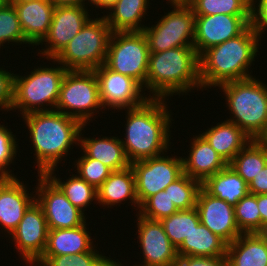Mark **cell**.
Wrapping results in <instances>:
<instances>
[{
	"mask_svg": "<svg viewBox=\"0 0 267 266\" xmlns=\"http://www.w3.org/2000/svg\"><path fill=\"white\" fill-rule=\"evenodd\" d=\"M226 104L236 124L252 140H260L267 132V86L251 77L220 85Z\"/></svg>",
	"mask_w": 267,
	"mask_h": 266,
	"instance_id": "5b68a950",
	"label": "cell"
},
{
	"mask_svg": "<svg viewBox=\"0 0 267 266\" xmlns=\"http://www.w3.org/2000/svg\"><path fill=\"white\" fill-rule=\"evenodd\" d=\"M13 4L25 39L31 45H39L47 36L55 10L50 0L10 2Z\"/></svg>",
	"mask_w": 267,
	"mask_h": 266,
	"instance_id": "ffe728a7",
	"label": "cell"
},
{
	"mask_svg": "<svg viewBox=\"0 0 267 266\" xmlns=\"http://www.w3.org/2000/svg\"><path fill=\"white\" fill-rule=\"evenodd\" d=\"M14 75L0 68V109L7 111L12 109Z\"/></svg>",
	"mask_w": 267,
	"mask_h": 266,
	"instance_id": "60d3db41",
	"label": "cell"
},
{
	"mask_svg": "<svg viewBox=\"0 0 267 266\" xmlns=\"http://www.w3.org/2000/svg\"><path fill=\"white\" fill-rule=\"evenodd\" d=\"M257 7L251 0V23L252 28L257 32L258 35H262L264 30H267V0H258ZM257 9H256V8Z\"/></svg>",
	"mask_w": 267,
	"mask_h": 266,
	"instance_id": "b9f144b4",
	"label": "cell"
},
{
	"mask_svg": "<svg viewBox=\"0 0 267 266\" xmlns=\"http://www.w3.org/2000/svg\"><path fill=\"white\" fill-rule=\"evenodd\" d=\"M90 19L84 6H55L49 32L41 42L48 44L40 51L42 56L55 58Z\"/></svg>",
	"mask_w": 267,
	"mask_h": 266,
	"instance_id": "2e32d148",
	"label": "cell"
},
{
	"mask_svg": "<svg viewBox=\"0 0 267 266\" xmlns=\"http://www.w3.org/2000/svg\"><path fill=\"white\" fill-rule=\"evenodd\" d=\"M96 108L102 109V104L94 71L67 70L60 86L55 110L86 125L94 111L98 110Z\"/></svg>",
	"mask_w": 267,
	"mask_h": 266,
	"instance_id": "ba28073f",
	"label": "cell"
},
{
	"mask_svg": "<svg viewBox=\"0 0 267 266\" xmlns=\"http://www.w3.org/2000/svg\"><path fill=\"white\" fill-rule=\"evenodd\" d=\"M65 194L69 202L84 213L93 200L97 201V190L83 180L79 175H72L67 181H61L56 176L47 175Z\"/></svg>",
	"mask_w": 267,
	"mask_h": 266,
	"instance_id": "1f68e13d",
	"label": "cell"
},
{
	"mask_svg": "<svg viewBox=\"0 0 267 266\" xmlns=\"http://www.w3.org/2000/svg\"><path fill=\"white\" fill-rule=\"evenodd\" d=\"M118 0H96L92 5L100 7L101 9L105 8L106 10L110 9Z\"/></svg>",
	"mask_w": 267,
	"mask_h": 266,
	"instance_id": "c3c4849f",
	"label": "cell"
},
{
	"mask_svg": "<svg viewBox=\"0 0 267 266\" xmlns=\"http://www.w3.org/2000/svg\"><path fill=\"white\" fill-rule=\"evenodd\" d=\"M257 204L261 216V233L267 230V194L257 195Z\"/></svg>",
	"mask_w": 267,
	"mask_h": 266,
	"instance_id": "f6af8a7d",
	"label": "cell"
},
{
	"mask_svg": "<svg viewBox=\"0 0 267 266\" xmlns=\"http://www.w3.org/2000/svg\"><path fill=\"white\" fill-rule=\"evenodd\" d=\"M38 176L36 202L43 209L48 229L75 228L82 225L86 221L85 214L69 202L46 174Z\"/></svg>",
	"mask_w": 267,
	"mask_h": 266,
	"instance_id": "7c38bea8",
	"label": "cell"
},
{
	"mask_svg": "<svg viewBox=\"0 0 267 266\" xmlns=\"http://www.w3.org/2000/svg\"><path fill=\"white\" fill-rule=\"evenodd\" d=\"M228 165L249 185L267 165V147L251 140Z\"/></svg>",
	"mask_w": 267,
	"mask_h": 266,
	"instance_id": "f546056e",
	"label": "cell"
},
{
	"mask_svg": "<svg viewBox=\"0 0 267 266\" xmlns=\"http://www.w3.org/2000/svg\"><path fill=\"white\" fill-rule=\"evenodd\" d=\"M260 141L267 147V132H266V134L260 139Z\"/></svg>",
	"mask_w": 267,
	"mask_h": 266,
	"instance_id": "681fc988",
	"label": "cell"
},
{
	"mask_svg": "<svg viewBox=\"0 0 267 266\" xmlns=\"http://www.w3.org/2000/svg\"><path fill=\"white\" fill-rule=\"evenodd\" d=\"M164 227L170 242L178 248L185 237H188L191 231L200 223L196 208L189 210H180L171 216L160 220Z\"/></svg>",
	"mask_w": 267,
	"mask_h": 266,
	"instance_id": "4dcf8cb0",
	"label": "cell"
},
{
	"mask_svg": "<svg viewBox=\"0 0 267 266\" xmlns=\"http://www.w3.org/2000/svg\"><path fill=\"white\" fill-rule=\"evenodd\" d=\"M201 88L199 56L193 46L150 52L146 88L153 99H166L174 93L184 94ZM191 89V90H190Z\"/></svg>",
	"mask_w": 267,
	"mask_h": 266,
	"instance_id": "277c9868",
	"label": "cell"
},
{
	"mask_svg": "<svg viewBox=\"0 0 267 266\" xmlns=\"http://www.w3.org/2000/svg\"><path fill=\"white\" fill-rule=\"evenodd\" d=\"M86 230V221L75 228L49 229L45 251L32 266H43L52 256L91 251L94 248L92 237Z\"/></svg>",
	"mask_w": 267,
	"mask_h": 266,
	"instance_id": "44dd1931",
	"label": "cell"
},
{
	"mask_svg": "<svg viewBox=\"0 0 267 266\" xmlns=\"http://www.w3.org/2000/svg\"><path fill=\"white\" fill-rule=\"evenodd\" d=\"M55 6H84V0H50Z\"/></svg>",
	"mask_w": 267,
	"mask_h": 266,
	"instance_id": "7dc6e473",
	"label": "cell"
},
{
	"mask_svg": "<svg viewBox=\"0 0 267 266\" xmlns=\"http://www.w3.org/2000/svg\"><path fill=\"white\" fill-rule=\"evenodd\" d=\"M188 158H182L183 173L201 183L225 168L228 163L201 136L193 137Z\"/></svg>",
	"mask_w": 267,
	"mask_h": 266,
	"instance_id": "7402d4cb",
	"label": "cell"
},
{
	"mask_svg": "<svg viewBox=\"0 0 267 266\" xmlns=\"http://www.w3.org/2000/svg\"><path fill=\"white\" fill-rule=\"evenodd\" d=\"M177 208L171 201L168 193L160 191L148 197L139 208V215L150 219L160 221L177 212Z\"/></svg>",
	"mask_w": 267,
	"mask_h": 266,
	"instance_id": "8d00e7d4",
	"label": "cell"
},
{
	"mask_svg": "<svg viewBox=\"0 0 267 266\" xmlns=\"http://www.w3.org/2000/svg\"><path fill=\"white\" fill-rule=\"evenodd\" d=\"M75 163H77V174L96 190L113 172L108 166L96 159L88 158L85 154L78 158V161Z\"/></svg>",
	"mask_w": 267,
	"mask_h": 266,
	"instance_id": "74e56055",
	"label": "cell"
},
{
	"mask_svg": "<svg viewBox=\"0 0 267 266\" xmlns=\"http://www.w3.org/2000/svg\"><path fill=\"white\" fill-rule=\"evenodd\" d=\"M249 193L254 195L267 194V165L255 176L249 184Z\"/></svg>",
	"mask_w": 267,
	"mask_h": 266,
	"instance_id": "ee69618b",
	"label": "cell"
},
{
	"mask_svg": "<svg viewBox=\"0 0 267 266\" xmlns=\"http://www.w3.org/2000/svg\"><path fill=\"white\" fill-rule=\"evenodd\" d=\"M15 135L6 126L0 125V177H15L11 174L10 169L7 170L9 164L16 157L18 146ZM15 156V157H14ZM10 173V174H9Z\"/></svg>",
	"mask_w": 267,
	"mask_h": 266,
	"instance_id": "f35d334b",
	"label": "cell"
},
{
	"mask_svg": "<svg viewBox=\"0 0 267 266\" xmlns=\"http://www.w3.org/2000/svg\"><path fill=\"white\" fill-rule=\"evenodd\" d=\"M201 187L211 196L233 206L249 194V185L229 165L206 178Z\"/></svg>",
	"mask_w": 267,
	"mask_h": 266,
	"instance_id": "4316f807",
	"label": "cell"
},
{
	"mask_svg": "<svg viewBox=\"0 0 267 266\" xmlns=\"http://www.w3.org/2000/svg\"><path fill=\"white\" fill-rule=\"evenodd\" d=\"M138 216V239L144 257L141 266H176L177 248L170 242L162 223Z\"/></svg>",
	"mask_w": 267,
	"mask_h": 266,
	"instance_id": "e0dca14e",
	"label": "cell"
},
{
	"mask_svg": "<svg viewBox=\"0 0 267 266\" xmlns=\"http://www.w3.org/2000/svg\"><path fill=\"white\" fill-rule=\"evenodd\" d=\"M162 155L131 163L139 205L148 197L164 191L183 174V157Z\"/></svg>",
	"mask_w": 267,
	"mask_h": 266,
	"instance_id": "8fae6325",
	"label": "cell"
},
{
	"mask_svg": "<svg viewBox=\"0 0 267 266\" xmlns=\"http://www.w3.org/2000/svg\"><path fill=\"white\" fill-rule=\"evenodd\" d=\"M28 1H36V0H9V2H28Z\"/></svg>",
	"mask_w": 267,
	"mask_h": 266,
	"instance_id": "f5cc1de1",
	"label": "cell"
},
{
	"mask_svg": "<svg viewBox=\"0 0 267 266\" xmlns=\"http://www.w3.org/2000/svg\"><path fill=\"white\" fill-rule=\"evenodd\" d=\"M171 3L178 2V3H187L189 0H168Z\"/></svg>",
	"mask_w": 267,
	"mask_h": 266,
	"instance_id": "f907efd6",
	"label": "cell"
},
{
	"mask_svg": "<svg viewBox=\"0 0 267 266\" xmlns=\"http://www.w3.org/2000/svg\"><path fill=\"white\" fill-rule=\"evenodd\" d=\"M111 34L103 16L90 19L52 60L67 70L94 71L105 63Z\"/></svg>",
	"mask_w": 267,
	"mask_h": 266,
	"instance_id": "8992f818",
	"label": "cell"
},
{
	"mask_svg": "<svg viewBox=\"0 0 267 266\" xmlns=\"http://www.w3.org/2000/svg\"><path fill=\"white\" fill-rule=\"evenodd\" d=\"M261 36L249 25L240 35L205 50L199 56L201 87L251 78L249 69L257 56ZM250 66V67H249Z\"/></svg>",
	"mask_w": 267,
	"mask_h": 266,
	"instance_id": "3957f363",
	"label": "cell"
},
{
	"mask_svg": "<svg viewBox=\"0 0 267 266\" xmlns=\"http://www.w3.org/2000/svg\"><path fill=\"white\" fill-rule=\"evenodd\" d=\"M228 244L201 222L177 248L178 256L226 257Z\"/></svg>",
	"mask_w": 267,
	"mask_h": 266,
	"instance_id": "f1b7e54d",
	"label": "cell"
},
{
	"mask_svg": "<svg viewBox=\"0 0 267 266\" xmlns=\"http://www.w3.org/2000/svg\"><path fill=\"white\" fill-rule=\"evenodd\" d=\"M226 259L228 266H267V235L241 234L228 244Z\"/></svg>",
	"mask_w": 267,
	"mask_h": 266,
	"instance_id": "603a6c76",
	"label": "cell"
},
{
	"mask_svg": "<svg viewBox=\"0 0 267 266\" xmlns=\"http://www.w3.org/2000/svg\"><path fill=\"white\" fill-rule=\"evenodd\" d=\"M148 6L149 0H118L108 9L109 15L103 17L112 32H143L146 26L141 24V19L147 14Z\"/></svg>",
	"mask_w": 267,
	"mask_h": 266,
	"instance_id": "83f0119b",
	"label": "cell"
},
{
	"mask_svg": "<svg viewBox=\"0 0 267 266\" xmlns=\"http://www.w3.org/2000/svg\"><path fill=\"white\" fill-rule=\"evenodd\" d=\"M135 207L140 208L135 185V174L131 166L113 171L97 189V201L103 206H115L129 200Z\"/></svg>",
	"mask_w": 267,
	"mask_h": 266,
	"instance_id": "d4e9b609",
	"label": "cell"
},
{
	"mask_svg": "<svg viewBox=\"0 0 267 266\" xmlns=\"http://www.w3.org/2000/svg\"><path fill=\"white\" fill-rule=\"evenodd\" d=\"M79 135V144L88 158H93L111 168L113 171L122 170L129 162L121 139L117 137L84 138ZM84 138V139H83Z\"/></svg>",
	"mask_w": 267,
	"mask_h": 266,
	"instance_id": "484cf974",
	"label": "cell"
},
{
	"mask_svg": "<svg viewBox=\"0 0 267 266\" xmlns=\"http://www.w3.org/2000/svg\"><path fill=\"white\" fill-rule=\"evenodd\" d=\"M250 23L251 16L195 15L193 47L200 56L205 50L240 35Z\"/></svg>",
	"mask_w": 267,
	"mask_h": 266,
	"instance_id": "5bb4252c",
	"label": "cell"
},
{
	"mask_svg": "<svg viewBox=\"0 0 267 266\" xmlns=\"http://www.w3.org/2000/svg\"><path fill=\"white\" fill-rule=\"evenodd\" d=\"M195 208L200 222L227 244L242 234L235 219L234 206L211 196L202 187L198 192Z\"/></svg>",
	"mask_w": 267,
	"mask_h": 266,
	"instance_id": "ac0fdd59",
	"label": "cell"
},
{
	"mask_svg": "<svg viewBox=\"0 0 267 266\" xmlns=\"http://www.w3.org/2000/svg\"><path fill=\"white\" fill-rule=\"evenodd\" d=\"M94 249L75 255L52 256L43 266H90L101 255Z\"/></svg>",
	"mask_w": 267,
	"mask_h": 266,
	"instance_id": "ab89813d",
	"label": "cell"
},
{
	"mask_svg": "<svg viewBox=\"0 0 267 266\" xmlns=\"http://www.w3.org/2000/svg\"><path fill=\"white\" fill-rule=\"evenodd\" d=\"M7 3H9V0H0V8L4 7Z\"/></svg>",
	"mask_w": 267,
	"mask_h": 266,
	"instance_id": "816d5d0a",
	"label": "cell"
},
{
	"mask_svg": "<svg viewBox=\"0 0 267 266\" xmlns=\"http://www.w3.org/2000/svg\"><path fill=\"white\" fill-rule=\"evenodd\" d=\"M164 100L149 98L143 105L127 109L125 141H121L130 163L167 152L172 118Z\"/></svg>",
	"mask_w": 267,
	"mask_h": 266,
	"instance_id": "7a4b0ae2",
	"label": "cell"
},
{
	"mask_svg": "<svg viewBox=\"0 0 267 266\" xmlns=\"http://www.w3.org/2000/svg\"><path fill=\"white\" fill-rule=\"evenodd\" d=\"M176 266H228L226 257L178 256Z\"/></svg>",
	"mask_w": 267,
	"mask_h": 266,
	"instance_id": "7bdbcfd3",
	"label": "cell"
},
{
	"mask_svg": "<svg viewBox=\"0 0 267 266\" xmlns=\"http://www.w3.org/2000/svg\"><path fill=\"white\" fill-rule=\"evenodd\" d=\"M26 188L16 177H0V225L8 235L16 229L25 212L36 201V195L29 196Z\"/></svg>",
	"mask_w": 267,
	"mask_h": 266,
	"instance_id": "d6986e66",
	"label": "cell"
},
{
	"mask_svg": "<svg viewBox=\"0 0 267 266\" xmlns=\"http://www.w3.org/2000/svg\"><path fill=\"white\" fill-rule=\"evenodd\" d=\"M235 219L242 234L261 233L257 195L247 194L235 206Z\"/></svg>",
	"mask_w": 267,
	"mask_h": 266,
	"instance_id": "e575fe53",
	"label": "cell"
},
{
	"mask_svg": "<svg viewBox=\"0 0 267 266\" xmlns=\"http://www.w3.org/2000/svg\"><path fill=\"white\" fill-rule=\"evenodd\" d=\"M99 84L102 108L131 109L143 105L149 97L140 94L143 87L133 78L114 72L104 64L94 70Z\"/></svg>",
	"mask_w": 267,
	"mask_h": 266,
	"instance_id": "4fadbf2b",
	"label": "cell"
},
{
	"mask_svg": "<svg viewBox=\"0 0 267 266\" xmlns=\"http://www.w3.org/2000/svg\"><path fill=\"white\" fill-rule=\"evenodd\" d=\"M228 164L252 140L236 124L225 120L200 134Z\"/></svg>",
	"mask_w": 267,
	"mask_h": 266,
	"instance_id": "cb8c5ba5",
	"label": "cell"
},
{
	"mask_svg": "<svg viewBox=\"0 0 267 266\" xmlns=\"http://www.w3.org/2000/svg\"><path fill=\"white\" fill-rule=\"evenodd\" d=\"M174 8L163 16L154 26L145 27L149 52L193 46L195 15L188 3H170ZM190 39V40H189Z\"/></svg>",
	"mask_w": 267,
	"mask_h": 266,
	"instance_id": "30bf717a",
	"label": "cell"
},
{
	"mask_svg": "<svg viewBox=\"0 0 267 266\" xmlns=\"http://www.w3.org/2000/svg\"><path fill=\"white\" fill-rule=\"evenodd\" d=\"M6 42L31 45L24 37L17 12L10 2L0 8V48Z\"/></svg>",
	"mask_w": 267,
	"mask_h": 266,
	"instance_id": "d590c367",
	"label": "cell"
},
{
	"mask_svg": "<svg viewBox=\"0 0 267 266\" xmlns=\"http://www.w3.org/2000/svg\"><path fill=\"white\" fill-rule=\"evenodd\" d=\"M66 72L67 69L60 64L56 68L38 67L24 77L15 74L11 110L19 108L22 115L31 112L54 110ZM45 103H48V105ZM43 104L52 106V109L43 107Z\"/></svg>",
	"mask_w": 267,
	"mask_h": 266,
	"instance_id": "52a82bcc",
	"label": "cell"
},
{
	"mask_svg": "<svg viewBox=\"0 0 267 266\" xmlns=\"http://www.w3.org/2000/svg\"><path fill=\"white\" fill-rule=\"evenodd\" d=\"M47 221L42 207L35 201L25 212L19 225L11 233L15 249L20 250L22 260L34 263L42 256L47 245Z\"/></svg>",
	"mask_w": 267,
	"mask_h": 266,
	"instance_id": "9a60e30c",
	"label": "cell"
},
{
	"mask_svg": "<svg viewBox=\"0 0 267 266\" xmlns=\"http://www.w3.org/2000/svg\"><path fill=\"white\" fill-rule=\"evenodd\" d=\"M27 124L36 155L38 174L55 175L61 158L73 143L79 144L84 126L78 119L57 110L31 112L21 116Z\"/></svg>",
	"mask_w": 267,
	"mask_h": 266,
	"instance_id": "6da1fadb",
	"label": "cell"
},
{
	"mask_svg": "<svg viewBox=\"0 0 267 266\" xmlns=\"http://www.w3.org/2000/svg\"><path fill=\"white\" fill-rule=\"evenodd\" d=\"M148 41L143 32H112L104 65L146 87Z\"/></svg>",
	"mask_w": 267,
	"mask_h": 266,
	"instance_id": "9c48e42d",
	"label": "cell"
},
{
	"mask_svg": "<svg viewBox=\"0 0 267 266\" xmlns=\"http://www.w3.org/2000/svg\"><path fill=\"white\" fill-rule=\"evenodd\" d=\"M194 15L251 16V0H189Z\"/></svg>",
	"mask_w": 267,
	"mask_h": 266,
	"instance_id": "d6a6232c",
	"label": "cell"
},
{
	"mask_svg": "<svg viewBox=\"0 0 267 266\" xmlns=\"http://www.w3.org/2000/svg\"><path fill=\"white\" fill-rule=\"evenodd\" d=\"M85 1L87 0H84V6H85ZM96 0H88V2H90L91 4H93Z\"/></svg>",
	"mask_w": 267,
	"mask_h": 266,
	"instance_id": "db71d44e",
	"label": "cell"
},
{
	"mask_svg": "<svg viewBox=\"0 0 267 266\" xmlns=\"http://www.w3.org/2000/svg\"><path fill=\"white\" fill-rule=\"evenodd\" d=\"M109 257L102 256V254L90 266H122L120 262L108 259Z\"/></svg>",
	"mask_w": 267,
	"mask_h": 266,
	"instance_id": "bcb514c9",
	"label": "cell"
},
{
	"mask_svg": "<svg viewBox=\"0 0 267 266\" xmlns=\"http://www.w3.org/2000/svg\"><path fill=\"white\" fill-rule=\"evenodd\" d=\"M201 188V182L197 179L182 174L172 182L165 192L168 193L171 201L178 211L189 210L196 206L197 195Z\"/></svg>",
	"mask_w": 267,
	"mask_h": 266,
	"instance_id": "836d02e7",
	"label": "cell"
}]
</instances>
